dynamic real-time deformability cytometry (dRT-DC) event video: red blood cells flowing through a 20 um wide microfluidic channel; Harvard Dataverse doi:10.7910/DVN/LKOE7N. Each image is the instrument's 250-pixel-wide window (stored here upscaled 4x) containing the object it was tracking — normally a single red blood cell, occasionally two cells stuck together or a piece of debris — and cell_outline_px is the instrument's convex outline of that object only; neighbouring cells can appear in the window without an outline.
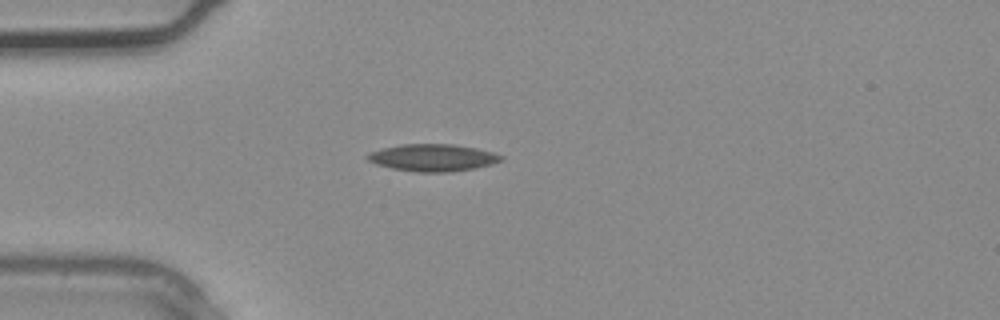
{"species": "common noctule bat (a hibernating species)", "species_latin": "Nyctalus noctula", "temperature_condition": "warm", "stored_images_in_passage": 1, "camera_frame_rate_fps": 3000, "um_per_image_px": 0.085, "animal": {"sex": "male", "body_mass_g": 20.4}, "frame": {"image": 1, "passage_image": 1, "time_ms": 0.0, "image_size_px": [1000, 320], "cell_outline_px": [[504, 160], [492, 164], [476, 168], [448, 172], [420, 172], [392, 168], [376, 164], [368, 160], [364, 156], [368, 152], [400, 144], [456, 144], [476, 148], [492, 152], [504, 156]], "centroid_in_image_um": [36.8, 13.39], "position_along_channel_um": 48.2, "area_um2": 21.21}}